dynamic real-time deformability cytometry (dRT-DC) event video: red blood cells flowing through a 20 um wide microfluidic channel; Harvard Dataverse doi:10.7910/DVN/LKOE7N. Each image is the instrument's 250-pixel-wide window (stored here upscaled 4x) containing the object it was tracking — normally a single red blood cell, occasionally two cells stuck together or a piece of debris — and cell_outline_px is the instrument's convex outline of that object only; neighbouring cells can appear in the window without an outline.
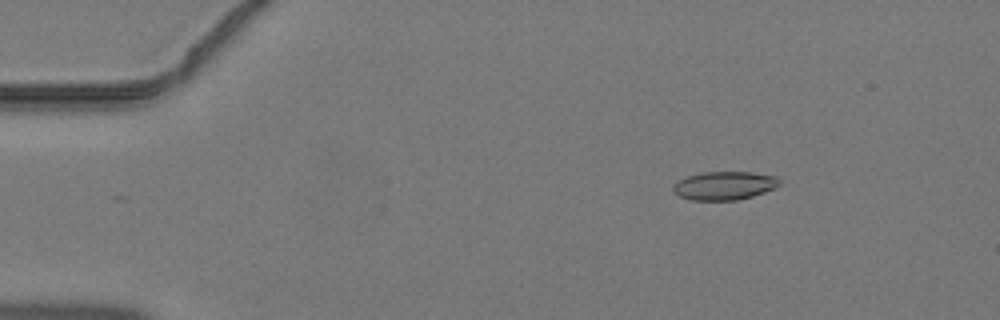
{"species": "common noctule bat (a hibernating species)", "species_latin": "Nyctalus noctula", "temperature_condition": "warm", "stored_images_in_passage": 41, "camera_frame_rate_fps": 3000, "um_per_image_px": 0.085, "animal": {"sex": "male", "body_mass_g": 19.2, "forearm_length_mm": 51.8}, "frame": {"image": 1, "passage_image": 3, "time_ms": 0.667, "image_size_px": [1000, 320], "cell_outline_px": [[780, 184], [776, 188], [752, 196], [736, 200], [688, 200], [672, 192], [672, 184], [676, 180], [688, 176], [704, 172], [752, 172], [776, 176], [780, 180]], "centroid_in_image_um": [61.54, 15.78], "position_along_channel_um": 23.5, "area_um2": 17.8}}
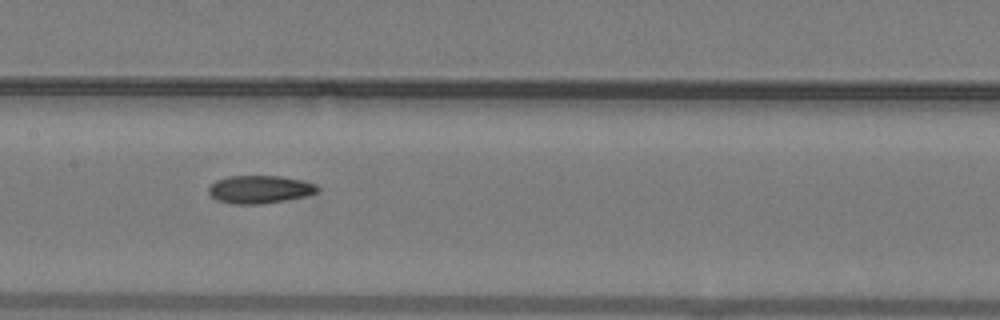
{"frame": {"image": 2, "passage_image": 19, "time_ms": 6.0, "image_size_px": [1000, 320], "cell_outline_px": [[320, 188], [316, 192], [304, 196], [284, 200], [260, 204], [232, 204], [216, 200], [208, 192], [208, 188], [216, 180], [228, 176], [280, 176], [300, 180], [316, 184]], "centroid_in_image_um": [22.04, 16.1], "position_along_channel_um": 185.4, "area_um2": 17.57}}
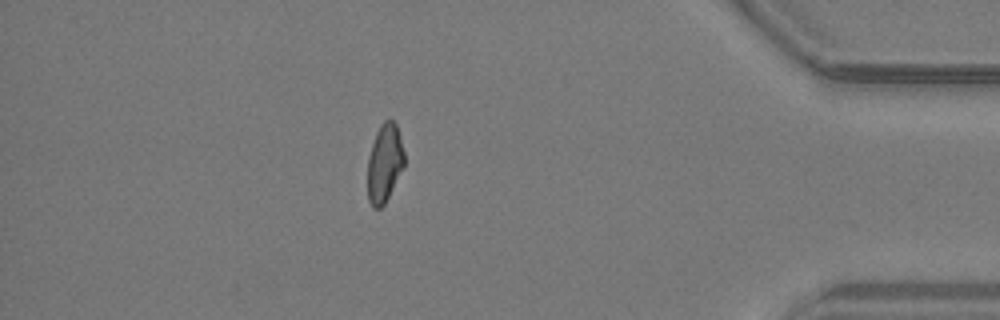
{"frame": {"image": 3, "passage_image": 36, "time_ms": 11.667, "image_size_px": [1000, 320], "cell_outline_px": [[404, 168], [384, 204], [380, 208], [372, 208], [368, 200], [368, 156], [376, 132], [380, 124], [384, 120], [392, 120], [396, 124], [400, 136], [404, 152]], "centroid_in_image_um": [32.68, 13.87], "position_along_channel_um": 402.5, "area_um2": 16.82}}